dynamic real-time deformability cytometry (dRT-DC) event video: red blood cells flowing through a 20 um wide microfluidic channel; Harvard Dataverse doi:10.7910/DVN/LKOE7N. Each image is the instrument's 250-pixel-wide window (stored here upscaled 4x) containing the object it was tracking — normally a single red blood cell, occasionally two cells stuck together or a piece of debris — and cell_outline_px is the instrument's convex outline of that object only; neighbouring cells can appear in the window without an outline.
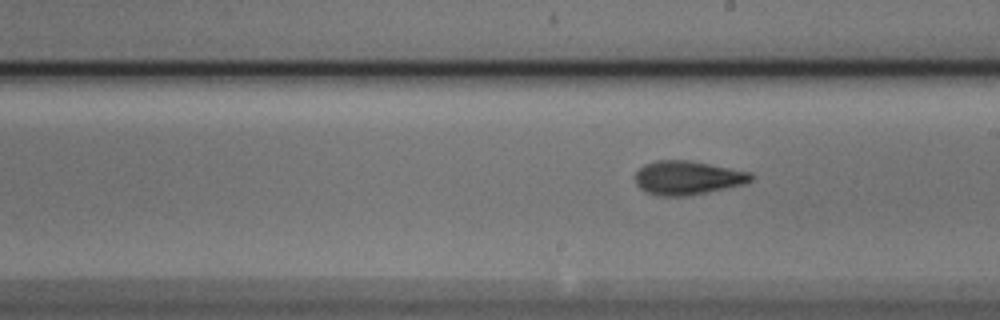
{"species": "Egyptian fruit bat (a non-hibernating species)", "species_latin": "Rousettus aegyptiacus", "temperature_condition": "cold", "stored_images_in_passage": 7, "camera_frame_rate_fps": 3000, "um_per_image_px": 0.085, "animal": {"sex": "male"}, "frame": {"image": 1, "passage_image": 7, "time_ms": 2.0, "image_size_px": [1000, 320], "cell_outline_px": [[752, 180], [744, 184], [708, 192], [688, 196], [656, 196], [640, 188], [636, 184], [636, 172], [644, 164], [656, 160], [688, 160], [752, 172]], "centroid_in_image_um": [58.44, 15.11], "position_along_channel_um": 230.6, "area_um2": 22.83}}